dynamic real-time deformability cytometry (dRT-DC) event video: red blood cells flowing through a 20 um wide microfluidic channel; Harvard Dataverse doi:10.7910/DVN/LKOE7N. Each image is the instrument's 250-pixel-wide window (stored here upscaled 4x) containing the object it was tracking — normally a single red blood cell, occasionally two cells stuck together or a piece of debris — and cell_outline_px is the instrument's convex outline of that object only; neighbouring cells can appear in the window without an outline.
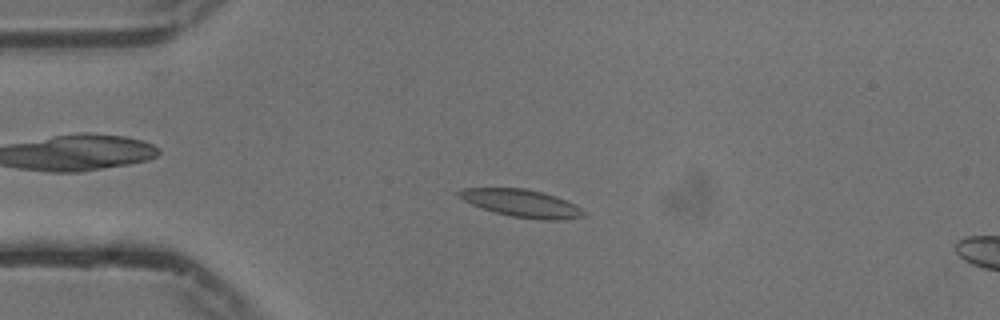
{"species": "common noctule bat (a hibernating species)", "species_latin": "Nyctalus noctula", "temperature_condition": "cold", "stored_images_in_passage": 55, "camera_frame_rate_fps": 3000, "um_per_image_px": 0.085, "animal": {"sex": "male", "body_mass_g": 13.3}, "frame": {"image": 1, "passage_image": 13, "time_ms": 4.0, "image_size_px": [1000, 320], "cell_outline_px": [[588, 216], [564, 220], [540, 220], [512, 216], [496, 212], [472, 204], [464, 200], [456, 192], [464, 188], [524, 188], [544, 192], [556, 196], [576, 204], [588, 212]], "centroid_in_image_um": [44.47, 17.28], "position_along_channel_um": 40.5, "area_um2": 20.17}}
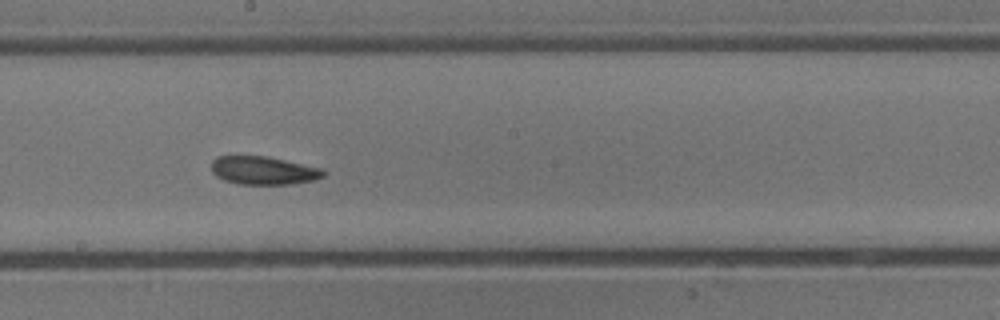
{"frame": {"image": 2, "passage_image": 30, "time_ms": 9.667, "image_size_px": [1000, 320], "cell_outline_px": [[328, 172], [324, 176], [312, 180], [288, 184], [240, 184], [224, 180], [216, 176], [212, 172], [212, 160], [216, 156], [236, 152], [268, 156], [324, 168]], "centroid_in_image_um": [22.34, 14.43], "position_along_channel_um": 225.9, "area_um2": 19.31}}
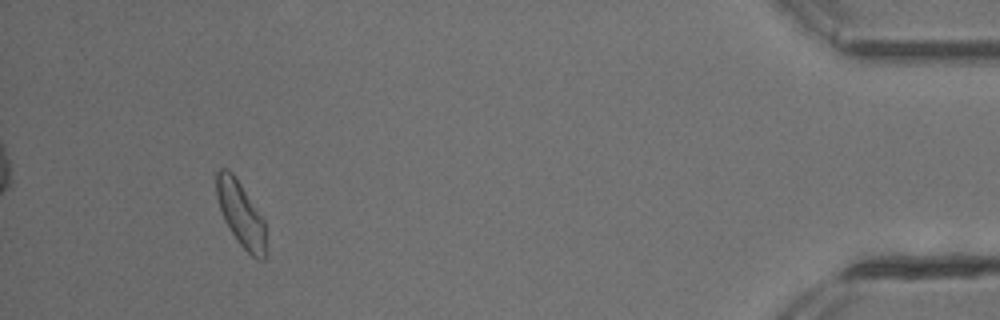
{"frame": {"image": 3, "passage_image": 51, "time_ms": 16.667, "image_size_px": [1000, 320], "cell_outline_px": [[264, 260], [260, 260], [252, 256], [236, 240], [224, 220], [216, 196], [216, 172], [220, 168], [228, 168], [232, 172], [264, 220]], "centroid_in_image_um": [20.42, 18.16], "position_along_channel_um": 414.8, "area_um2": 18.21}, "authors_computed_cell_mechanics": {"area_um2": 19.3052, "velocity_mm_per_s": 3.727, "shape_relaxation_time_tau1_ms": null, "shape_relaxation_time_tau2_ms": 3.5292, "deformation_change_tau1": null, "deformation_change_tau2": 0.1103}}